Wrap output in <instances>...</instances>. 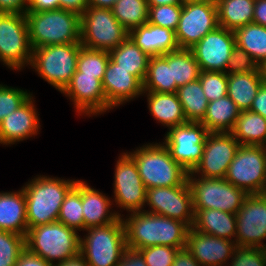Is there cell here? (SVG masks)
I'll list each match as a JSON object with an SVG mask.
<instances>
[{
    "label": "cell",
    "instance_id": "obj_1",
    "mask_svg": "<svg viewBox=\"0 0 266 266\" xmlns=\"http://www.w3.org/2000/svg\"><path fill=\"white\" fill-rule=\"evenodd\" d=\"M122 220L128 249L138 251L155 245L186 247L189 227L181 221L144 210L129 213Z\"/></svg>",
    "mask_w": 266,
    "mask_h": 266
},
{
    "label": "cell",
    "instance_id": "obj_2",
    "mask_svg": "<svg viewBox=\"0 0 266 266\" xmlns=\"http://www.w3.org/2000/svg\"><path fill=\"white\" fill-rule=\"evenodd\" d=\"M76 179L37 175L22 188L26 198L28 229L57 221L61 205Z\"/></svg>",
    "mask_w": 266,
    "mask_h": 266
},
{
    "label": "cell",
    "instance_id": "obj_3",
    "mask_svg": "<svg viewBox=\"0 0 266 266\" xmlns=\"http://www.w3.org/2000/svg\"><path fill=\"white\" fill-rule=\"evenodd\" d=\"M25 15L32 49L81 41V15L77 13L59 8Z\"/></svg>",
    "mask_w": 266,
    "mask_h": 266
},
{
    "label": "cell",
    "instance_id": "obj_4",
    "mask_svg": "<svg viewBox=\"0 0 266 266\" xmlns=\"http://www.w3.org/2000/svg\"><path fill=\"white\" fill-rule=\"evenodd\" d=\"M127 153L134 159L146 189L176 187L187 180L189 172L171 157L163 142L148 143Z\"/></svg>",
    "mask_w": 266,
    "mask_h": 266
},
{
    "label": "cell",
    "instance_id": "obj_5",
    "mask_svg": "<svg viewBox=\"0 0 266 266\" xmlns=\"http://www.w3.org/2000/svg\"><path fill=\"white\" fill-rule=\"evenodd\" d=\"M25 246L30 253L56 265L80 254V236L76 230L55 221L28 229Z\"/></svg>",
    "mask_w": 266,
    "mask_h": 266
},
{
    "label": "cell",
    "instance_id": "obj_6",
    "mask_svg": "<svg viewBox=\"0 0 266 266\" xmlns=\"http://www.w3.org/2000/svg\"><path fill=\"white\" fill-rule=\"evenodd\" d=\"M80 235V255L89 266H117L127 249L122 217L115 222L90 227Z\"/></svg>",
    "mask_w": 266,
    "mask_h": 266
},
{
    "label": "cell",
    "instance_id": "obj_7",
    "mask_svg": "<svg viewBox=\"0 0 266 266\" xmlns=\"http://www.w3.org/2000/svg\"><path fill=\"white\" fill-rule=\"evenodd\" d=\"M81 46V43H70L35 48L30 67L61 92L76 72Z\"/></svg>",
    "mask_w": 266,
    "mask_h": 266
},
{
    "label": "cell",
    "instance_id": "obj_8",
    "mask_svg": "<svg viewBox=\"0 0 266 266\" xmlns=\"http://www.w3.org/2000/svg\"><path fill=\"white\" fill-rule=\"evenodd\" d=\"M193 211L216 209L236 214L248 194L228 182L225 178H202L188 175Z\"/></svg>",
    "mask_w": 266,
    "mask_h": 266
},
{
    "label": "cell",
    "instance_id": "obj_9",
    "mask_svg": "<svg viewBox=\"0 0 266 266\" xmlns=\"http://www.w3.org/2000/svg\"><path fill=\"white\" fill-rule=\"evenodd\" d=\"M32 53L26 15L0 13V62L21 71L30 66Z\"/></svg>",
    "mask_w": 266,
    "mask_h": 266
},
{
    "label": "cell",
    "instance_id": "obj_10",
    "mask_svg": "<svg viewBox=\"0 0 266 266\" xmlns=\"http://www.w3.org/2000/svg\"><path fill=\"white\" fill-rule=\"evenodd\" d=\"M129 36L113 15L112 9L87 7L81 15V45L111 51Z\"/></svg>",
    "mask_w": 266,
    "mask_h": 266
},
{
    "label": "cell",
    "instance_id": "obj_11",
    "mask_svg": "<svg viewBox=\"0 0 266 266\" xmlns=\"http://www.w3.org/2000/svg\"><path fill=\"white\" fill-rule=\"evenodd\" d=\"M225 179L247 194H259L266 184V146L240 145Z\"/></svg>",
    "mask_w": 266,
    "mask_h": 266
},
{
    "label": "cell",
    "instance_id": "obj_12",
    "mask_svg": "<svg viewBox=\"0 0 266 266\" xmlns=\"http://www.w3.org/2000/svg\"><path fill=\"white\" fill-rule=\"evenodd\" d=\"M208 130L201 122L187 121L171 127L164 135L163 144L171 157L186 171L191 172L202 158Z\"/></svg>",
    "mask_w": 266,
    "mask_h": 266
},
{
    "label": "cell",
    "instance_id": "obj_13",
    "mask_svg": "<svg viewBox=\"0 0 266 266\" xmlns=\"http://www.w3.org/2000/svg\"><path fill=\"white\" fill-rule=\"evenodd\" d=\"M114 171L112 201L115 207L129 213L144 210L146 203V187L140 177L134 159L124 152L118 157Z\"/></svg>",
    "mask_w": 266,
    "mask_h": 266
},
{
    "label": "cell",
    "instance_id": "obj_14",
    "mask_svg": "<svg viewBox=\"0 0 266 266\" xmlns=\"http://www.w3.org/2000/svg\"><path fill=\"white\" fill-rule=\"evenodd\" d=\"M217 5L212 2H184L175 37L179 48L190 49L218 27Z\"/></svg>",
    "mask_w": 266,
    "mask_h": 266
},
{
    "label": "cell",
    "instance_id": "obj_15",
    "mask_svg": "<svg viewBox=\"0 0 266 266\" xmlns=\"http://www.w3.org/2000/svg\"><path fill=\"white\" fill-rule=\"evenodd\" d=\"M146 212L172 218L189 228L194 221L192 193L188 181L176 187H153L146 189ZM151 208V209H150Z\"/></svg>",
    "mask_w": 266,
    "mask_h": 266
},
{
    "label": "cell",
    "instance_id": "obj_16",
    "mask_svg": "<svg viewBox=\"0 0 266 266\" xmlns=\"http://www.w3.org/2000/svg\"><path fill=\"white\" fill-rule=\"evenodd\" d=\"M239 146V142L231 133L209 132L205 139L202 158L188 175L225 178Z\"/></svg>",
    "mask_w": 266,
    "mask_h": 266
},
{
    "label": "cell",
    "instance_id": "obj_17",
    "mask_svg": "<svg viewBox=\"0 0 266 266\" xmlns=\"http://www.w3.org/2000/svg\"><path fill=\"white\" fill-rule=\"evenodd\" d=\"M236 215L237 246L266 248V202L260 194H248Z\"/></svg>",
    "mask_w": 266,
    "mask_h": 266
},
{
    "label": "cell",
    "instance_id": "obj_18",
    "mask_svg": "<svg viewBox=\"0 0 266 266\" xmlns=\"http://www.w3.org/2000/svg\"><path fill=\"white\" fill-rule=\"evenodd\" d=\"M235 46L234 31L218 26L190 49L200 71L225 72Z\"/></svg>",
    "mask_w": 266,
    "mask_h": 266
},
{
    "label": "cell",
    "instance_id": "obj_19",
    "mask_svg": "<svg viewBox=\"0 0 266 266\" xmlns=\"http://www.w3.org/2000/svg\"><path fill=\"white\" fill-rule=\"evenodd\" d=\"M73 102L74 110L79 115L97 116L109 112L102 81L97 76L75 72L70 82L60 92Z\"/></svg>",
    "mask_w": 266,
    "mask_h": 266
},
{
    "label": "cell",
    "instance_id": "obj_20",
    "mask_svg": "<svg viewBox=\"0 0 266 266\" xmlns=\"http://www.w3.org/2000/svg\"><path fill=\"white\" fill-rule=\"evenodd\" d=\"M236 247L235 241L200 233L191 227L187 233L186 248L202 266L227 265Z\"/></svg>",
    "mask_w": 266,
    "mask_h": 266
},
{
    "label": "cell",
    "instance_id": "obj_21",
    "mask_svg": "<svg viewBox=\"0 0 266 266\" xmlns=\"http://www.w3.org/2000/svg\"><path fill=\"white\" fill-rule=\"evenodd\" d=\"M33 95L17 110L9 113L0 123V144L13 145L37 136L40 118Z\"/></svg>",
    "mask_w": 266,
    "mask_h": 266
},
{
    "label": "cell",
    "instance_id": "obj_22",
    "mask_svg": "<svg viewBox=\"0 0 266 266\" xmlns=\"http://www.w3.org/2000/svg\"><path fill=\"white\" fill-rule=\"evenodd\" d=\"M102 87L109 103V110L143 96L144 92L143 83L136 76L120 68L111 60L106 66Z\"/></svg>",
    "mask_w": 266,
    "mask_h": 266
},
{
    "label": "cell",
    "instance_id": "obj_23",
    "mask_svg": "<svg viewBox=\"0 0 266 266\" xmlns=\"http://www.w3.org/2000/svg\"><path fill=\"white\" fill-rule=\"evenodd\" d=\"M81 199L84 218V230L90 227L105 226L115 222L121 215L119 210L113 211L108 196L89 186L86 181H81ZM111 209V210H110ZM113 211V212H112Z\"/></svg>",
    "mask_w": 266,
    "mask_h": 266
},
{
    "label": "cell",
    "instance_id": "obj_24",
    "mask_svg": "<svg viewBox=\"0 0 266 266\" xmlns=\"http://www.w3.org/2000/svg\"><path fill=\"white\" fill-rule=\"evenodd\" d=\"M129 37L150 57L179 49L175 31L148 22L130 31Z\"/></svg>",
    "mask_w": 266,
    "mask_h": 266
},
{
    "label": "cell",
    "instance_id": "obj_25",
    "mask_svg": "<svg viewBox=\"0 0 266 266\" xmlns=\"http://www.w3.org/2000/svg\"><path fill=\"white\" fill-rule=\"evenodd\" d=\"M0 230L26 236L28 227L23 188L16 192H0Z\"/></svg>",
    "mask_w": 266,
    "mask_h": 266
},
{
    "label": "cell",
    "instance_id": "obj_26",
    "mask_svg": "<svg viewBox=\"0 0 266 266\" xmlns=\"http://www.w3.org/2000/svg\"><path fill=\"white\" fill-rule=\"evenodd\" d=\"M191 228L200 233L235 241L236 215L216 209H196Z\"/></svg>",
    "mask_w": 266,
    "mask_h": 266
},
{
    "label": "cell",
    "instance_id": "obj_27",
    "mask_svg": "<svg viewBox=\"0 0 266 266\" xmlns=\"http://www.w3.org/2000/svg\"><path fill=\"white\" fill-rule=\"evenodd\" d=\"M147 96L148 109L158 123L175 127L187 122L183 107L175 93L143 92Z\"/></svg>",
    "mask_w": 266,
    "mask_h": 266
},
{
    "label": "cell",
    "instance_id": "obj_28",
    "mask_svg": "<svg viewBox=\"0 0 266 266\" xmlns=\"http://www.w3.org/2000/svg\"><path fill=\"white\" fill-rule=\"evenodd\" d=\"M227 95L240 111H248L261 85L265 82L263 71L227 75Z\"/></svg>",
    "mask_w": 266,
    "mask_h": 266
},
{
    "label": "cell",
    "instance_id": "obj_29",
    "mask_svg": "<svg viewBox=\"0 0 266 266\" xmlns=\"http://www.w3.org/2000/svg\"><path fill=\"white\" fill-rule=\"evenodd\" d=\"M110 60L120 68L129 71L142 83L147 73L150 56L143 52L128 36L115 49L109 51Z\"/></svg>",
    "mask_w": 266,
    "mask_h": 266
},
{
    "label": "cell",
    "instance_id": "obj_30",
    "mask_svg": "<svg viewBox=\"0 0 266 266\" xmlns=\"http://www.w3.org/2000/svg\"><path fill=\"white\" fill-rule=\"evenodd\" d=\"M240 110L227 96L209 102L207 112L201 123L208 132H228L234 128Z\"/></svg>",
    "mask_w": 266,
    "mask_h": 266
},
{
    "label": "cell",
    "instance_id": "obj_31",
    "mask_svg": "<svg viewBox=\"0 0 266 266\" xmlns=\"http://www.w3.org/2000/svg\"><path fill=\"white\" fill-rule=\"evenodd\" d=\"M218 25L231 31L253 21L255 0H217Z\"/></svg>",
    "mask_w": 266,
    "mask_h": 266
},
{
    "label": "cell",
    "instance_id": "obj_32",
    "mask_svg": "<svg viewBox=\"0 0 266 266\" xmlns=\"http://www.w3.org/2000/svg\"><path fill=\"white\" fill-rule=\"evenodd\" d=\"M240 145L266 146V119L251 111H240L230 132Z\"/></svg>",
    "mask_w": 266,
    "mask_h": 266
},
{
    "label": "cell",
    "instance_id": "obj_33",
    "mask_svg": "<svg viewBox=\"0 0 266 266\" xmlns=\"http://www.w3.org/2000/svg\"><path fill=\"white\" fill-rule=\"evenodd\" d=\"M236 45L244 49L259 67L266 64V27L250 23L234 31Z\"/></svg>",
    "mask_w": 266,
    "mask_h": 266
},
{
    "label": "cell",
    "instance_id": "obj_34",
    "mask_svg": "<svg viewBox=\"0 0 266 266\" xmlns=\"http://www.w3.org/2000/svg\"><path fill=\"white\" fill-rule=\"evenodd\" d=\"M161 56L171 65L172 82L177 87L199 78L200 68L191 49L179 48Z\"/></svg>",
    "mask_w": 266,
    "mask_h": 266
},
{
    "label": "cell",
    "instance_id": "obj_35",
    "mask_svg": "<svg viewBox=\"0 0 266 266\" xmlns=\"http://www.w3.org/2000/svg\"><path fill=\"white\" fill-rule=\"evenodd\" d=\"M176 94L183 107L187 121L201 122L206 115L209 104L199 78L178 87Z\"/></svg>",
    "mask_w": 266,
    "mask_h": 266
},
{
    "label": "cell",
    "instance_id": "obj_36",
    "mask_svg": "<svg viewBox=\"0 0 266 266\" xmlns=\"http://www.w3.org/2000/svg\"><path fill=\"white\" fill-rule=\"evenodd\" d=\"M178 87L172 82L171 65L160 56H151L143 81L144 92L175 93Z\"/></svg>",
    "mask_w": 266,
    "mask_h": 266
},
{
    "label": "cell",
    "instance_id": "obj_37",
    "mask_svg": "<svg viewBox=\"0 0 266 266\" xmlns=\"http://www.w3.org/2000/svg\"><path fill=\"white\" fill-rule=\"evenodd\" d=\"M112 12L119 23L130 32L148 22L149 6L147 0H118Z\"/></svg>",
    "mask_w": 266,
    "mask_h": 266
},
{
    "label": "cell",
    "instance_id": "obj_38",
    "mask_svg": "<svg viewBox=\"0 0 266 266\" xmlns=\"http://www.w3.org/2000/svg\"><path fill=\"white\" fill-rule=\"evenodd\" d=\"M57 221L76 231H84V218L81 199V180L66 195Z\"/></svg>",
    "mask_w": 266,
    "mask_h": 266
},
{
    "label": "cell",
    "instance_id": "obj_39",
    "mask_svg": "<svg viewBox=\"0 0 266 266\" xmlns=\"http://www.w3.org/2000/svg\"><path fill=\"white\" fill-rule=\"evenodd\" d=\"M110 60L109 52L89 49L81 46L77 59L76 72L83 75L97 76L102 81L106 66Z\"/></svg>",
    "mask_w": 266,
    "mask_h": 266
},
{
    "label": "cell",
    "instance_id": "obj_40",
    "mask_svg": "<svg viewBox=\"0 0 266 266\" xmlns=\"http://www.w3.org/2000/svg\"><path fill=\"white\" fill-rule=\"evenodd\" d=\"M25 249V236L0 230V266H15Z\"/></svg>",
    "mask_w": 266,
    "mask_h": 266
},
{
    "label": "cell",
    "instance_id": "obj_41",
    "mask_svg": "<svg viewBox=\"0 0 266 266\" xmlns=\"http://www.w3.org/2000/svg\"><path fill=\"white\" fill-rule=\"evenodd\" d=\"M199 80L209 102L227 96V74L216 71H200Z\"/></svg>",
    "mask_w": 266,
    "mask_h": 266
},
{
    "label": "cell",
    "instance_id": "obj_42",
    "mask_svg": "<svg viewBox=\"0 0 266 266\" xmlns=\"http://www.w3.org/2000/svg\"><path fill=\"white\" fill-rule=\"evenodd\" d=\"M182 4L149 6L148 23L176 31Z\"/></svg>",
    "mask_w": 266,
    "mask_h": 266
},
{
    "label": "cell",
    "instance_id": "obj_43",
    "mask_svg": "<svg viewBox=\"0 0 266 266\" xmlns=\"http://www.w3.org/2000/svg\"><path fill=\"white\" fill-rule=\"evenodd\" d=\"M33 94L27 90L0 84V123L9 114L17 110Z\"/></svg>",
    "mask_w": 266,
    "mask_h": 266
},
{
    "label": "cell",
    "instance_id": "obj_44",
    "mask_svg": "<svg viewBox=\"0 0 266 266\" xmlns=\"http://www.w3.org/2000/svg\"><path fill=\"white\" fill-rule=\"evenodd\" d=\"M180 248L167 245H155L139 249L147 266H172Z\"/></svg>",
    "mask_w": 266,
    "mask_h": 266
},
{
    "label": "cell",
    "instance_id": "obj_45",
    "mask_svg": "<svg viewBox=\"0 0 266 266\" xmlns=\"http://www.w3.org/2000/svg\"><path fill=\"white\" fill-rule=\"evenodd\" d=\"M225 266H266V248L237 246Z\"/></svg>",
    "mask_w": 266,
    "mask_h": 266
},
{
    "label": "cell",
    "instance_id": "obj_46",
    "mask_svg": "<svg viewBox=\"0 0 266 266\" xmlns=\"http://www.w3.org/2000/svg\"><path fill=\"white\" fill-rule=\"evenodd\" d=\"M253 71H262V68L254 61L244 49L234 47L231 57L228 60L225 73L227 75L234 73H248Z\"/></svg>",
    "mask_w": 266,
    "mask_h": 266
},
{
    "label": "cell",
    "instance_id": "obj_47",
    "mask_svg": "<svg viewBox=\"0 0 266 266\" xmlns=\"http://www.w3.org/2000/svg\"><path fill=\"white\" fill-rule=\"evenodd\" d=\"M117 266H147V264L139 251L127 248Z\"/></svg>",
    "mask_w": 266,
    "mask_h": 266
},
{
    "label": "cell",
    "instance_id": "obj_48",
    "mask_svg": "<svg viewBox=\"0 0 266 266\" xmlns=\"http://www.w3.org/2000/svg\"><path fill=\"white\" fill-rule=\"evenodd\" d=\"M28 0H0V13L25 14Z\"/></svg>",
    "mask_w": 266,
    "mask_h": 266
},
{
    "label": "cell",
    "instance_id": "obj_49",
    "mask_svg": "<svg viewBox=\"0 0 266 266\" xmlns=\"http://www.w3.org/2000/svg\"><path fill=\"white\" fill-rule=\"evenodd\" d=\"M88 7V0H55V9H64L82 15Z\"/></svg>",
    "mask_w": 266,
    "mask_h": 266
},
{
    "label": "cell",
    "instance_id": "obj_50",
    "mask_svg": "<svg viewBox=\"0 0 266 266\" xmlns=\"http://www.w3.org/2000/svg\"><path fill=\"white\" fill-rule=\"evenodd\" d=\"M15 266H54L40 256L30 253L25 249L19 256Z\"/></svg>",
    "mask_w": 266,
    "mask_h": 266
},
{
    "label": "cell",
    "instance_id": "obj_51",
    "mask_svg": "<svg viewBox=\"0 0 266 266\" xmlns=\"http://www.w3.org/2000/svg\"><path fill=\"white\" fill-rule=\"evenodd\" d=\"M249 111L260 114L266 119V82L259 88Z\"/></svg>",
    "mask_w": 266,
    "mask_h": 266
},
{
    "label": "cell",
    "instance_id": "obj_52",
    "mask_svg": "<svg viewBox=\"0 0 266 266\" xmlns=\"http://www.w3.org/2000/svg\"><path fill=\"white\" fill-rule=\"evenodd\" d=\"M172 266H202L187 250V248L179 249Z\"/></svg>",
    "mask_w": 266,
    "mask_h": 266
},
{
    "label": "cell",
    "instance_id": "obj_53",
    "mask_svg": "<svg viewBox=\"0 0 266 266\" xmlns=\"http://www.w3.org/2000/svg\"><path fill=\"white\" fill-rule=\"evenodd\" d=\"M252 23L266 27V0H255Z\"/></svg>",
    "mask_w": 266,
    "mask_h": 266
},
{
    "label": "cell",
    "instance_id": "obj_54",
    "mask_svg": "<svg viewBox=\"0 0 266 266\" xmlns=\"http://www.w3.org/2000/svg\"><path fill=\"white\" fill-rule=\"evenodd\" d=\"M55 9V0H28L27 12H41Z\"/></svg>",
    "mask_w": 266,
    "mask_h": 266
},
{
    "label": "cell",
    "instance_id": "obj_55",
    "mask_svg": "<svg viewBox=\"0 0 266 266\" xmlns=\"http://www.w3.org/2000/svg\"><path fill=\"white\" fill-rule=\"evenodd\" d=\"M118 0H88V7L112 9Z\"/></svg>",
    "mask_w": 266,
    "mask_h": 266
},
{
    "label": "cell",
    "instance_id": "obj_56",
    "mask_svg": "<svg viewBox=\"0 0 266 266\" xmlns=\"http://www.w3.org/2000/svg\"><path fill=\"white\" fill-rule=\"evenodd\" d=\"M54 266H89L85 259L79 254L75 258H72L70 260H66L62 263H58Z\"/></svg>",
    "mask_w": 266,
    "mask_h": 266
},
{
    "label": "cell",
    "instance_id": "obj_57",
    "mask_svg": "<svg viewBox=\"0 0 266 266\" xmlns=\"http://www.w3.org/2000/svg\"><path fill=\"white\" fill-rule=\"evenodd\" d=\"M148 6L183 4L184 0H147Z\"/></svg>",
    "mask_w": 266,
    "mask_h": 266
},
{
    "label": "cell",
    "instance_id": "obj_58",
    "mask_svg": "<svg viewBox=\"0 0 266 266\" xmlns=\"http://www.w3.org/2000/svg\"><path fill=\"white\" fill-rule=\"evenodd\" d=\"M261 197L265 200L266 202V184L264 185V187L261 189L260 193Z\"/></svg>",
    "mask_w": 266,
    "mask_h": 266
},
{
    "label": "cell",
    "instance_id": "obj_59",
    "mask_svg": "<svg viewBox=\"0 0 266 266\" xmlns=\"http://www.w3.org/2000/svg\"><path fill=\"white\" fill-rule=\"evenodd\" d=\"M194 1H202V2L216 3L217 0H184V2H194Z\"/></svg>",
    "mask_w": 266,
    "mask_h": 266
},
{
    "label": "cell",
    "instance_id": "obj_60",
    "mask_svg": "<svg viewBox=\"0 0 266 266\" xmlns=\"http://www.w3.org/2000/svg\"><path fill=\"white\" fill-rule=\"evenodd\" d=\"M263 71L264 81H266V64L261 67Z\"/></svg>",
    "mask_w": 266,
    "mask_h": 266
}]
</instances>
